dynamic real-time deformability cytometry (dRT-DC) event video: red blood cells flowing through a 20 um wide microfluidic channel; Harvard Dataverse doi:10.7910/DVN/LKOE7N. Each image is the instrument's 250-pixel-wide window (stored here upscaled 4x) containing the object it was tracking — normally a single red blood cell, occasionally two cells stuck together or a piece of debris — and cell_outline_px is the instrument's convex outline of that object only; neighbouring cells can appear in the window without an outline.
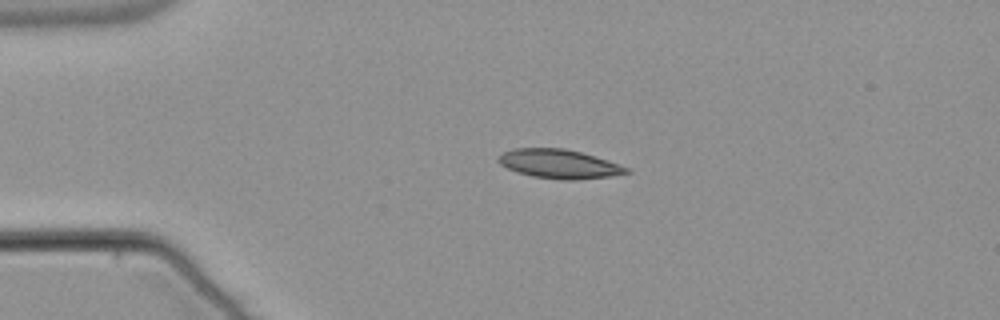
{"species": "common noctule bat (a hibernating species)", "species_latin": "Nyctalus noctula", "temperature_condition": "warm", "stored_images_in_passage": 48, "camera_frame_rate_fps": 3000, "um_per_image_px": 0.085, "animal": {"sex": "male", "body_mass_g": 21.5, "forearm_length_mm": 52.0}, "frame": {"image": 1, "passage_image": 12, "time_ms": 3.667, "image_size_px": [1000, 320], "cell_outline_px": [[632, 172], [612, 176], [576, 180], [564, 180], [532, 176], [516, 172], [500, 164], [496, 160], [496, 156], [512, 148], [564, 148], [596, 156], [632, 168]], "centroid_in_image_um": [47.55, 13.93], "position_along_channel_um": 37.4, "area_um2": 21.96}}
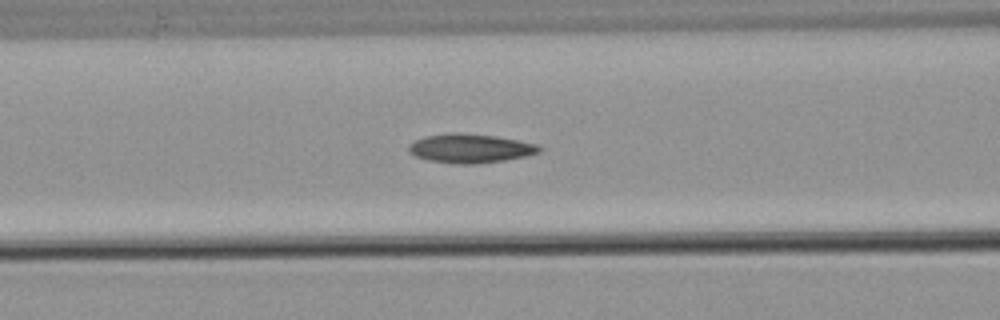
{"frame": {"image": 2, "passage_image": 22, "time_ms": 7.0, "image_size_px": [1000, 320], "cell_outline_px": [[544, 148], [540, 152], [528, 156], [504, 160], [476, 164], [456, 164], [428, 160], [416, 156], [408, 152], [408, 144], [424, 136], [452, 132], [460, 132], [496, 136], [540, 144]], "centroid_in_image_um": [40.01, 12.6], "position_along_channel_um": 126.6, "area_um2": 22.43}}
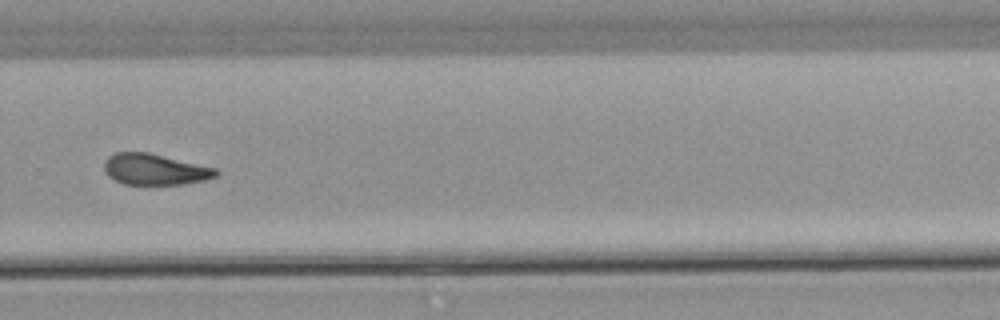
{"frame": {"image": 3, "passage_image": 37, "time_ms": 12.0, "image_size_px": [1000, 320], "cell_outline_px": [[220, 172], [216, 176], [204, 180], [184, 184], [124, 184], [108, 176], [104, 168], [104, 160], [108, 156], [116, 152], [148, 152], [216, 168]], "centroid_in_image_um": [13.15, 14.39], "position_along_channel_um": 316.6, "area_um2": 20.17}, "authors_computed_cell_mechanics": {"area_um2": 20.7213, "velocity_mm_per_s": 3.8111, "shape_relaxation_time_tau1_ms": null, "shape_relaxation_time_tau2_ms": 3.8972, "deformation_change_tau1": null, "deformation_change_tau2": 0.1032}}